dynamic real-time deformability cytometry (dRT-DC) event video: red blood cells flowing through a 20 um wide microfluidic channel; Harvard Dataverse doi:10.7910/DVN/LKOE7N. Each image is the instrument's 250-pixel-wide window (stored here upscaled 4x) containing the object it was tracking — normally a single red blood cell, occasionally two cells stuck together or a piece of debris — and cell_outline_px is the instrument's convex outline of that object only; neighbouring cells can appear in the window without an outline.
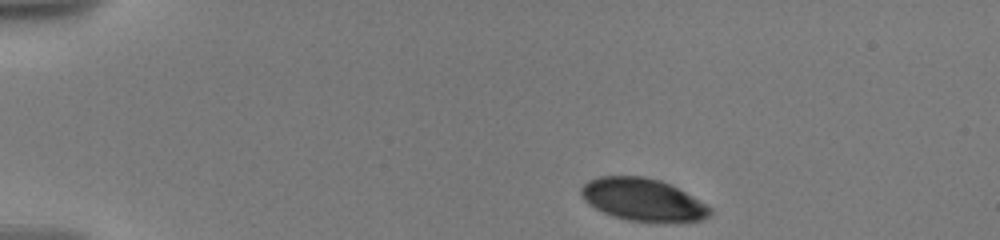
{"species": "human", "species_latin": "Homo sapiens", "temperature_condition": "warm", "stored_images_in_passage": 3, "camera_frame_rate_fps": 3000, "um_per_image_px": 0.085, "donor": {"sex": "male"}, "frame": {"image": 1, "passage_image": 1, "time_ms": 0.0, "image_size_px": [1000, 240], "cell_outline_px": [[712, 216], [704, 220], [664, 224], [628, 220], [612, 216], [588, 204], [580, 196], [580, 188], [588, 180], [600, 176], [644, 176], [660, 180], [672, 184], [712, 208]], "centroid_in_image_um": [54.68, 17.0], "position_along_channel_um": 30.3, "area_um2": 32.66}}